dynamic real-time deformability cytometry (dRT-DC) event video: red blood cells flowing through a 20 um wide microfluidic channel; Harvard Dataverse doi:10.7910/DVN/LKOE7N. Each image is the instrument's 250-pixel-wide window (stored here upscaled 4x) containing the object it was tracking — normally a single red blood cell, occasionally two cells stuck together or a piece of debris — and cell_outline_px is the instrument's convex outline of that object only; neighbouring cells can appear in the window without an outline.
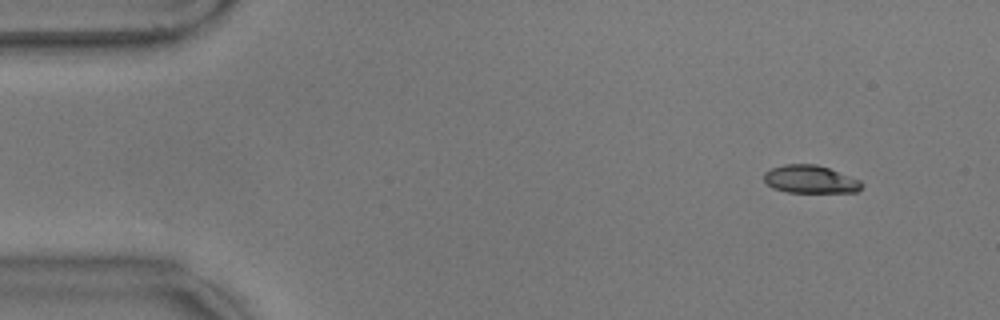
{"species": "common noctule bat (a hibernating species)", "species_latin": "Nyctalus noctula", "temperature_condition": "warm", "stored_images_in_passage": 58, "camera_frame_rate_fps": 3000, "um_per_image_px": 0.085, "animal": {"sex": "male", "body_mass_g": 17.9}, "frame": {"image": 1, "passage_image": 6, "time_ms": 1.667, "image_size_px": [1000, 320], "cell_outline_px": [[864, 184], [856, 192], [788, 192], [772, 188], [764, 180], [764, 172], [772, 168], [784, 164], [816, 164], [828, 168], [860, 180]], "centroid_in_image_um": [68.86, 15.24], "position_along_channel_um": 16.1, "area_um2": 15.78}}
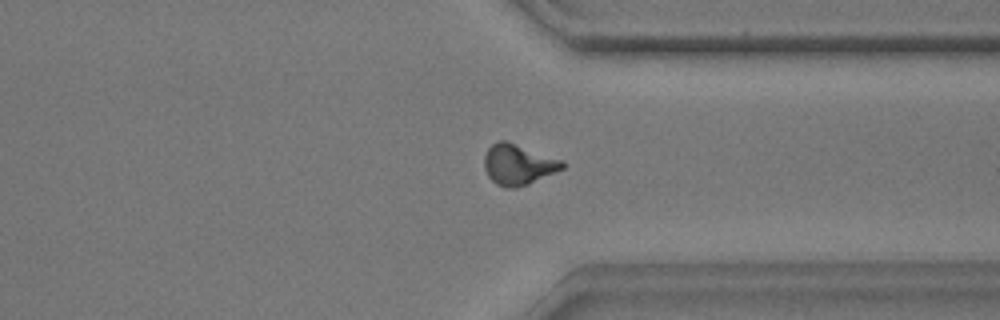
{"frame": {"image": 2, "passage_image": 44, "time_ms": 14.333, "image_size_px": [1000, 320], "cell_outline_px": [[568, 164], [564, 168], [528, 184], [512, 188], [508, 188], [496, 184], [488, 176], [484, 168], [484, 156], [488, 148], [496, 140], [504, 140], [564, 160]], "centroid_in_image_um": [44.06, 13.97], "position_along_channel_um": 367.3, "area_um2": 18.5}}
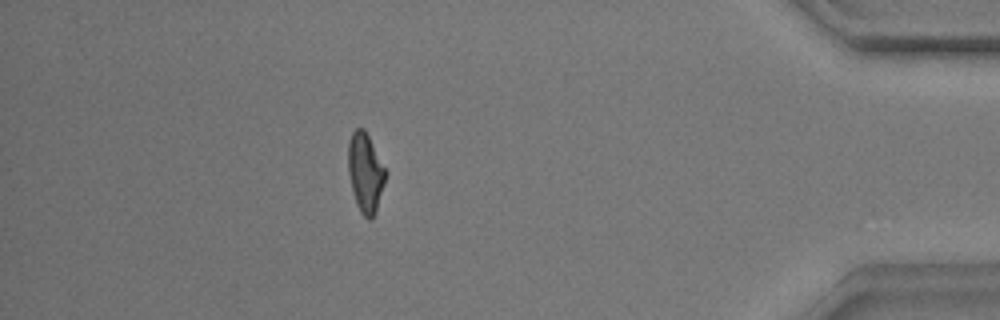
{"frame": {"image": 3, "passage_image": 51, "time_ms": 16.667, "image_size_px": [1000, 320], "cell_outline_px": [[388, 172], [376, 212], [372, 220], [368, 220], [360, 212], [356, 204], [352, 192], [348, 172], [348, 140], [352, 132], [356, 128], [364, 128]], "centroid_in_image_um": [31.06, 14.69], "position_along_channel_um": 404.1, "area_um2": 17.63}, "authors_computed_cell_mechanics": {"area_um2": 17.3111, "velocity_mm_per_s": 3.5606, "shape_relaxation_time_tau1_ms": 5.0544, "shape_relaxation_time_tau2_ms": 1.9802, "deformation_change_tau1": 0.1851, "deformation_change_tau2": 0.0889}}